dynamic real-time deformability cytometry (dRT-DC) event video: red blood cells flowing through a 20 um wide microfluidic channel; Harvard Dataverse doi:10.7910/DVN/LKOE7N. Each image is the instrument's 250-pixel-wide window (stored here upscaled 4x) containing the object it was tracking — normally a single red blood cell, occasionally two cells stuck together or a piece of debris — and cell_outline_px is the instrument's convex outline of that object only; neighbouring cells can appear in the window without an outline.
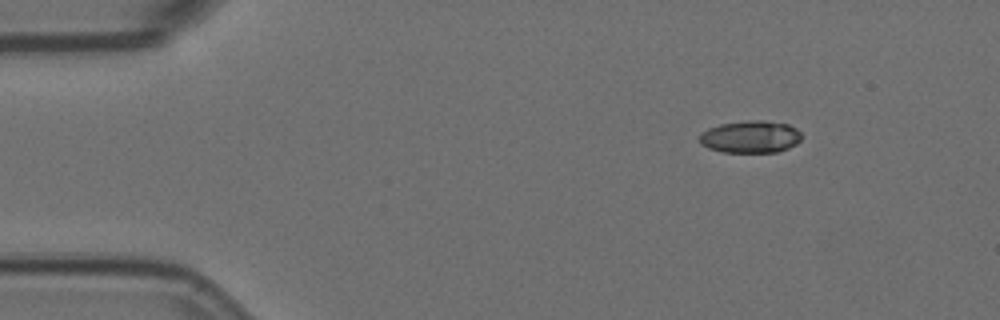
{"species": "Egyptian fruit bat (a non-hibernating species)", "species_latin": "Rousettus aegyptiacus", "temperature_condition": "room temperature", "stored_images_in_passage": 7, "camera_frame_rate_fps": 3000, "um_per_image_px": 0.085, "animal": {"sex": "female"}, "frame": {"image": 1, "passage_image": 1, "time_ms": 0.0, "image_size_px": [1000, 320], "cell_outline_px": [[800, 140], [796, 144], [788, 148], [776, 152], [724, 152], [708, 148], [700, 144], [700, 132], [708, 128], [720, 124], [748, 120], [764, 120], [788, 124], [796, 128], [800, 132]], "centroid_in_image_um": [63.77, 11.62], "position_along_channel_um": 21.2, "area_um2": 19.25}}
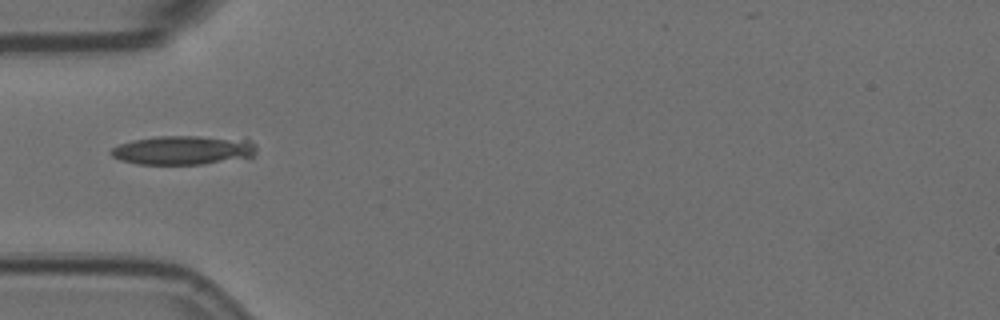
{"frame": {"image": 2, "passage_image": 4, "time_ms": 1.0, "image_size_px": [1000, 320], "cell_outline_px": [[256, 152], [252, 156], [204, 164], [136, 164], [120, 160], [112, 156], [108, 152], [112, 148], [120, 144], [136, 140], [156, 136], [200, 136], [248, 140], [256, 144]], "centroid_in_image_um": [15.54, 12.76], "position_along_channel_um": 69.5, "area_um2": 24.39}}
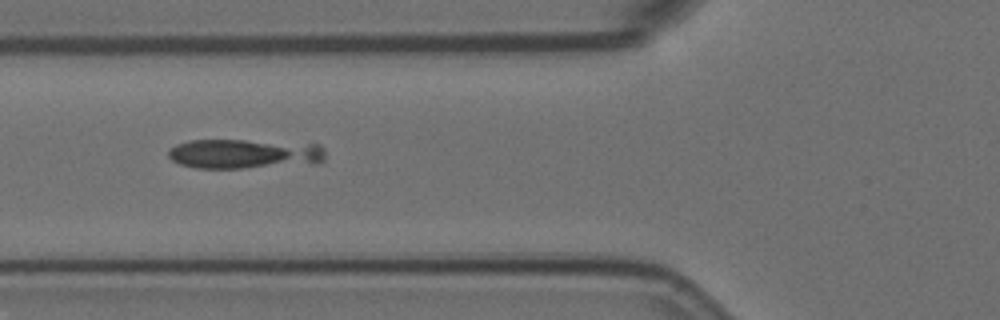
{"frame": {"image": 3, "passage_image": 5, "time_ms": 1.333, "image_size_px": [1000, 320], "cell_outline_px": [[324, 160], [316, 164], [240, 168], [196, 168], [180, 164], [172, 160], [168, 156], [168, 148], [176, 144], [188, 140], [244, 140], [320, 144], [324, 148]], "centroid_in_image_um": [20.77, 13.07], "position_along_channel_um": 105.0, "area_um2": 27.46}}